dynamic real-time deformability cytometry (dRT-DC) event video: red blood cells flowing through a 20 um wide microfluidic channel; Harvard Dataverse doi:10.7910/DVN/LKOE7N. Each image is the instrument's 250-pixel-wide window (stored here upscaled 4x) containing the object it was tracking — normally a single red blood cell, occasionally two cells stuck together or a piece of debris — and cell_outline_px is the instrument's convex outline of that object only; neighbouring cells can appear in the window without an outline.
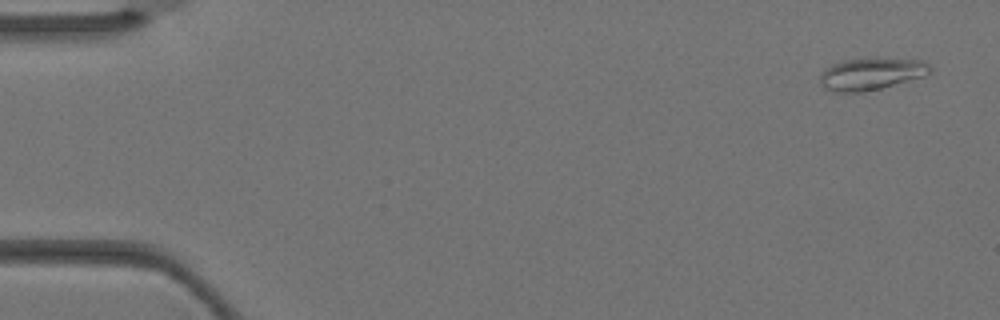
{"species": "Egyptian fruit bat (a non-hibernating species)", "species_latin": "Rousettus aegyptiacus", "temperature_condition": "warm", "stored_images_in_passage": 3, "camera_frame_rate_fps": 3000, "um_per_image_px": 0.085, "animal": {"sex": "female"}, "frame": {"image": 1, "passage_image": 1, "time_ms": 0.0, "image_size_px": [1000, 320], "cell_outline_px": [[932, 72], [924, 76], [880, 88], [864, 92], [832, 92], [824, 88], [820, 84], [820, 76], [832, 64], [844, 60], [924, 60], [932, 68]], "centroid_in_image_um": [74.05, 6.32], "position_along_channel_um": 11.0, "area_um2": 19.88}}